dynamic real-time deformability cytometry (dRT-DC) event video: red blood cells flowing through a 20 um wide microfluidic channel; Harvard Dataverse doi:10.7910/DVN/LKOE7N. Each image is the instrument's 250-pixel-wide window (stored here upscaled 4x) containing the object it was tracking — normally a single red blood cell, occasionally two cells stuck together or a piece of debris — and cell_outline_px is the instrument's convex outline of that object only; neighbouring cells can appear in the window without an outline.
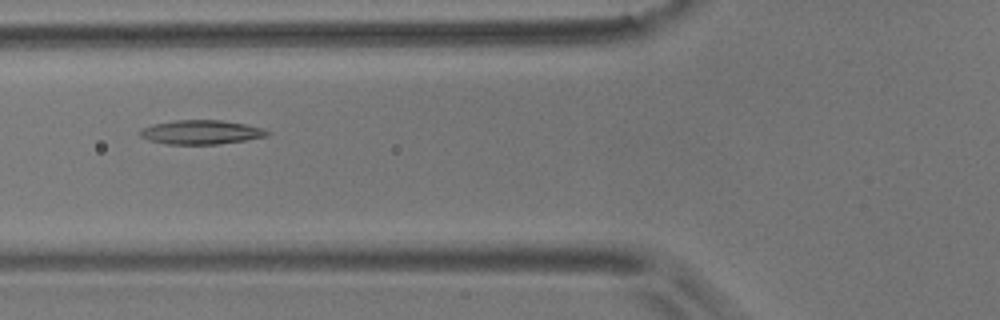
{"species": "common noctule bat (a hibernating species)", "species_latin": "Nyctalus noctula", "temperature_condition": "room temperature", "stored_images_in_passage": 11, "camera_frame_rate_fps": 3000, "um_per_image_px": 0.085, "animal": {"sex": "male", "body_mass_g": 17.9}, "frame": {"image": 1, "passage_image": 2, "time_ms": 0.333, "image_size_px": [1000, 320], "cell_outline_px": [[272, 132], [268, 136], [244, 140], [216, 144], [168, 144], [148, 140], [140, 136], [140, 128], [156, 124], [176, 120], [220, 120], [244, 124], [264, 128]], "centroid_in_image_um": [17.11, 11.23], "position_along_channel_um": 108.7, "area_um2": 17.74}}
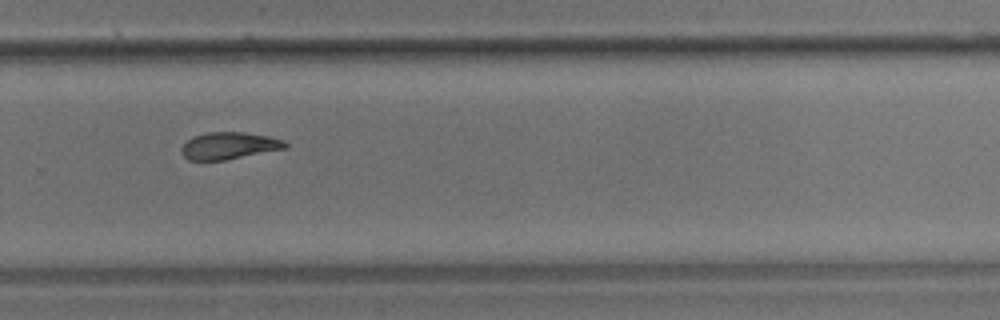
{"frame": {"image": 2, "passage_image": 7, "time_ms": 2.0, "image_size_px": [1000, 320], "cell_outline_px": [[288, 148], [224, 160], [188, 160], [180, 152], [180, 148], [192, 136], [208, 132], [244, 132], [268, 136], [284, 140], [288, 144]], "centroid_in_image_um": [19.47, 12.38], "position_along_channel_um": 310.3, "area_um2": 16.42}}
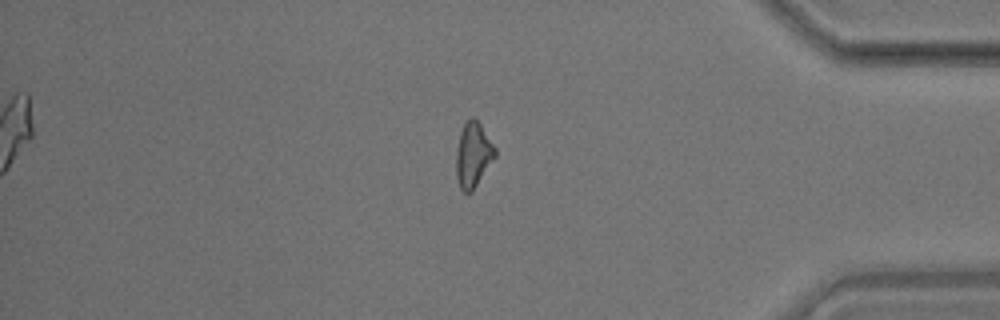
{"frame": {"image": 3, "passage_image": 11, "time_ms": 3.333, "image_size_px": [1000, 320], "cell_outline_px": [[496, 156], [472, 192], [464, 192], [460, 188], [456, 176], [456, 152], [460, 132], [464, 124], [472, 116], [480, 124], [496, 148]], "centroid_in_image_um": [40.21, 13.18], "position_along_channel_um": 395.0, "area_um2": 14.62}}